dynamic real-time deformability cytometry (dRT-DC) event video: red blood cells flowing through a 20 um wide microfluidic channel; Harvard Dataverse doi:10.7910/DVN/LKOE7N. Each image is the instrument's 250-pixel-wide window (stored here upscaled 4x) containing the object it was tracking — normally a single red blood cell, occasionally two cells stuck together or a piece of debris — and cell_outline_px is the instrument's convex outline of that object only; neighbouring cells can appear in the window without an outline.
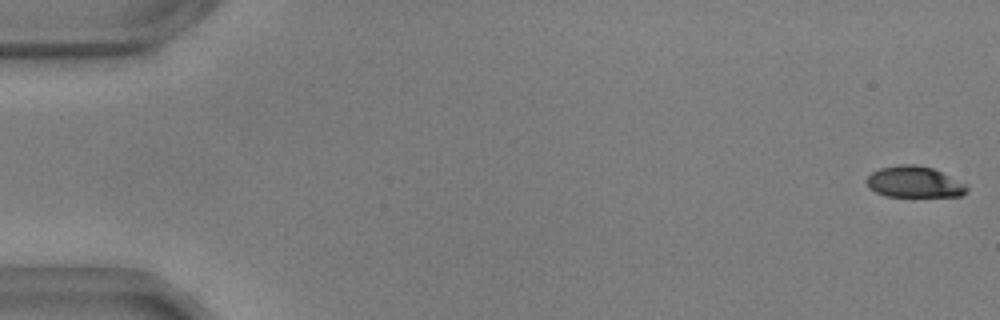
{"species": "common noctule bat (a hibernating species)", "species_latin": "Nyctalus noctula", "temperature_condition": "warm", "stored_images_in_passage": 52, "camera_frame_rate_fps": 3000, "um_per_image_px": 0.085, "animal": {"sex": "male", "body_mass_g": 17.9, "forearm_length_mm": 54.2}, "frame": {"image": 1, "passage_image": 1, "time_ms": 0.0, "image_size_px": [1000, 320], "cell_outline_px": [[968, 192], [960, 196], [884, 196], [868, 188], [868, 176], [872, 172], [880, 168], [900, 164], [916, 164], [932, 168], [968, 184]], "centroid_in_image_um": [77.74, 15.47], "position_along_channel_um": 7.3, "area_um2": 18.26}}
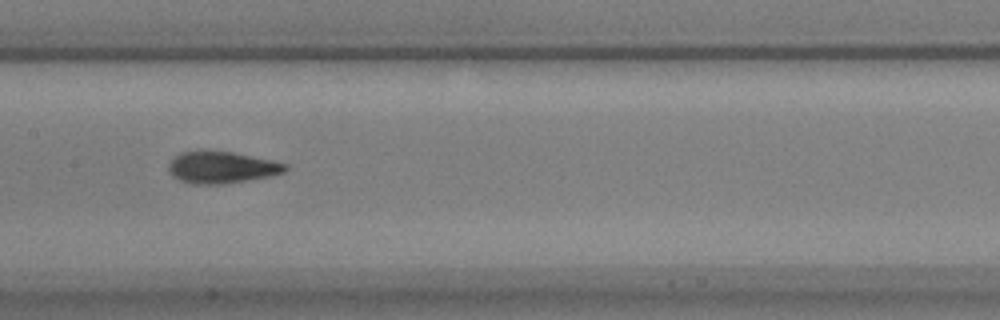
{"frame": {"image": 2, "passage_image": 28, "time_ms": 9.0, "image_size_px": [1000, 320], "cell_outline_px": [[288, 168], [284, 172], [268, 176], [220, 184], [196, 184], [180, 180], [172, 176], [168, 172], [168, 164], [180, 152], [196, 148], [200, 148], [232, 152], [272, 160], [288, 164]], "centroid_in_image_um": [18.78, 14.18], "position_along_channel_um": 188.6, "area_um2": 21.91}}
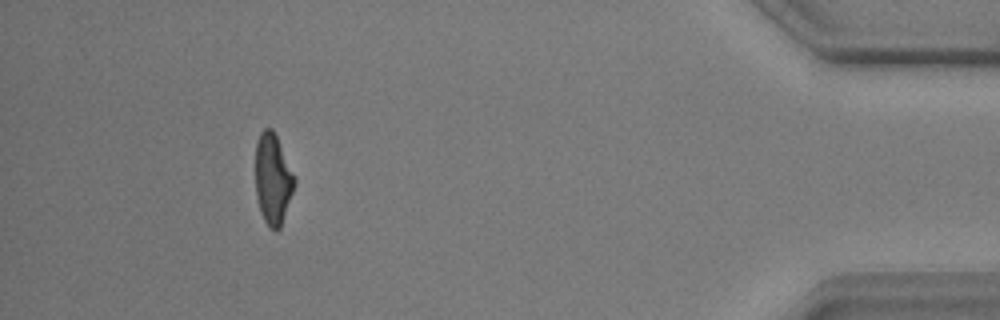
{"frame": {"image": 3, "passage_image": 51, "time_ms": 16.667, "image_size_px": [1000, 320], "cell_outline_px": [[296, 184], [280, 228], [276, 232], [264, 220], [260, 212], [256, 196], [256, 140], [260, 132], [264, 128], [272, 128], [296, 176]], "centroid_in_image_um": [23.2, 15.21], "position_along_channel_um": 412.0, "area_um2": 20.75}}